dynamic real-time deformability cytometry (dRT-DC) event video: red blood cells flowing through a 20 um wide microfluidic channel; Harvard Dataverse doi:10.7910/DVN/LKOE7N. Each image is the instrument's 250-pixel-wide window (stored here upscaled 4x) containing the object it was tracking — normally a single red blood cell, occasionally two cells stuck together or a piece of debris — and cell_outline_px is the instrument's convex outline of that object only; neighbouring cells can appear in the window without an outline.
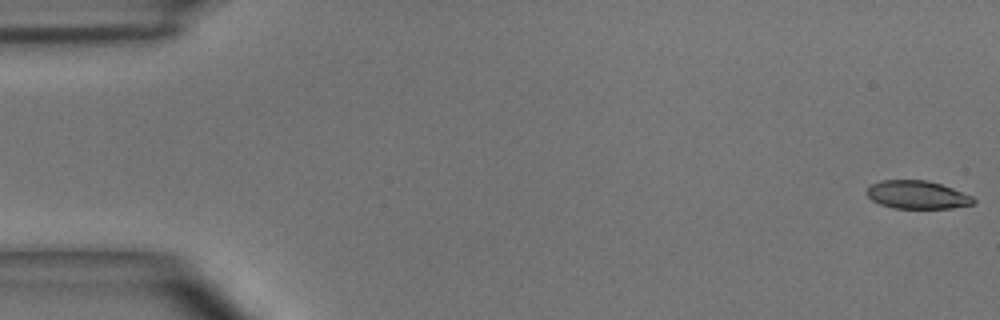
{"species": "common noctule bat (a hibernating species)", "species_latin": "Nyctalus noctula", "temperature_condition": "room temperature", "stored_images_in_passage": 47, "camera_frame_rate_fps": 3000, "um_per_image_px": 0.085, "animal": {"sex": "male", "body_mass_g": 15.6}, "frame": {"image": 1, "passage_image": 1, "time_ms": 0.0, "image_size_px": [1000, 320], "cell_outline_px": [[976, 204], [952, 208], [892, 208], [880, 204], [872, 200], [868, 196], [868, 188], [872, 184], [880, 180], [928, 180], [952, 188], [972, 196], [976, 200]], "centroid_in_image_um": [77.99, 16.56], "position_along_channel_um": 7.0, "area_um2": 17.46}}
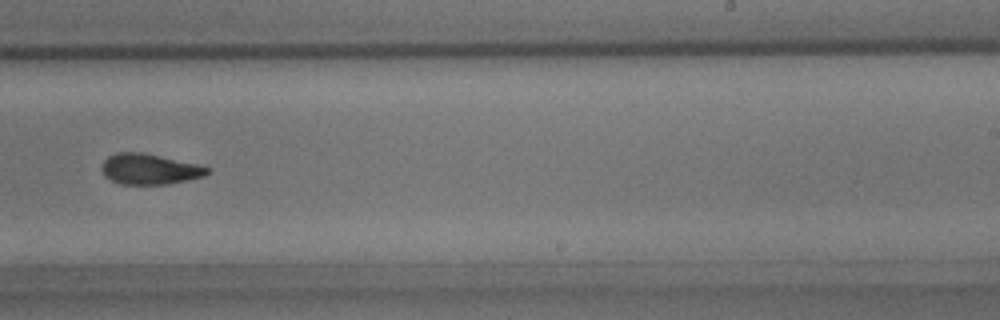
{"frame": {"image": 2, "passage_image": 31, "time_ms": 10.0, "image_size_px": [1000, 320], "cell_outline_px": [[212, 168], [204, 176], [168, 184], [120, 184], [104, 176], [100, 168], [104, 160], [108, 156], [116, 152], [140, 152], [160, 156], [196, 164]], "centroid_in_image_um": [12.67, 14.37], "position_along_channel_um": 276.3, "area_um2": 18.73}}
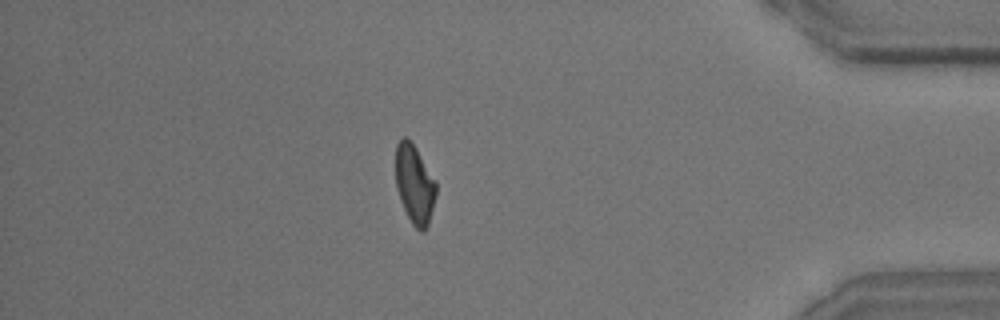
{"frame": {"image": 3, "passage_image": 43, "time_ms": 14.0, "image_size_px": [1000, 320], "cell_outline_px": [[436, 196], [428, 224], [420, 232], [412, 224], [400, 200], [396, 188], [396, 144], [404, 136], [416, 148], [436, 180]], "centroid_in_image_um": [35.24, 15.65], "position_along_channel_um": 400.0, "area_um2": 18.38}}